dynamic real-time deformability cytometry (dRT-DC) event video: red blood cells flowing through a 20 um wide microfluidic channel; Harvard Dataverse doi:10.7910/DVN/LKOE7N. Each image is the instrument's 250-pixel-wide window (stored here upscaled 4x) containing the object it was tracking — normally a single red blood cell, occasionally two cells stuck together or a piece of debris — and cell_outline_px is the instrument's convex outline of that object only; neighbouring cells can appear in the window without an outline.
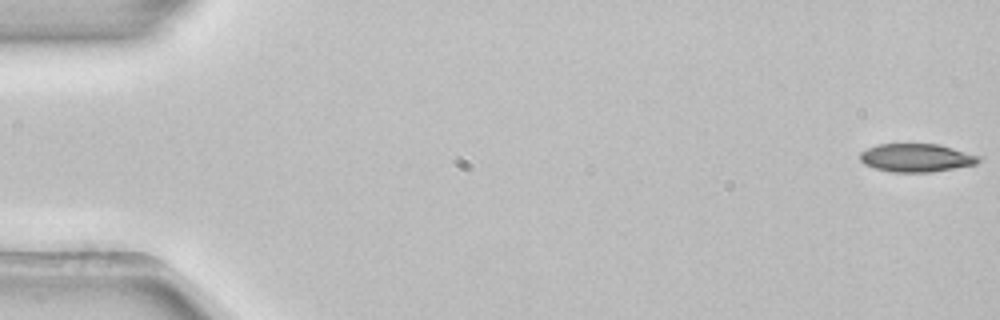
{"species": "common noctule bat (a hibernating species)", "species_latin": "Nyctalus noctula", "temperature_condition": "room temperature", "stored_images_in_passage": 5, "segment_of_instrument_passage": [2, 2], "camera_frame_rate_fps": 3000, "um_per_image_px": 0.085, "animal": {"sex": "female", "body_mass_g": 22.7, "forearm_length_mm": 54.2}, "frame": {"image": 1, "passage_image": 5, "time_ms": 1.333, "image_size_px": [1000, 320], "cell_outline_px": [[980, 160], [976, 164], [932, 172], [892, 172], [876, 168], [864, 164], [860, 160], [860, 152], [876, 144], [940, 144], [980, 156]], "centroid_in_image_um": [77.88, 13.41], "position_along_channel_um": 7.1, "area_um2": 19.48}}